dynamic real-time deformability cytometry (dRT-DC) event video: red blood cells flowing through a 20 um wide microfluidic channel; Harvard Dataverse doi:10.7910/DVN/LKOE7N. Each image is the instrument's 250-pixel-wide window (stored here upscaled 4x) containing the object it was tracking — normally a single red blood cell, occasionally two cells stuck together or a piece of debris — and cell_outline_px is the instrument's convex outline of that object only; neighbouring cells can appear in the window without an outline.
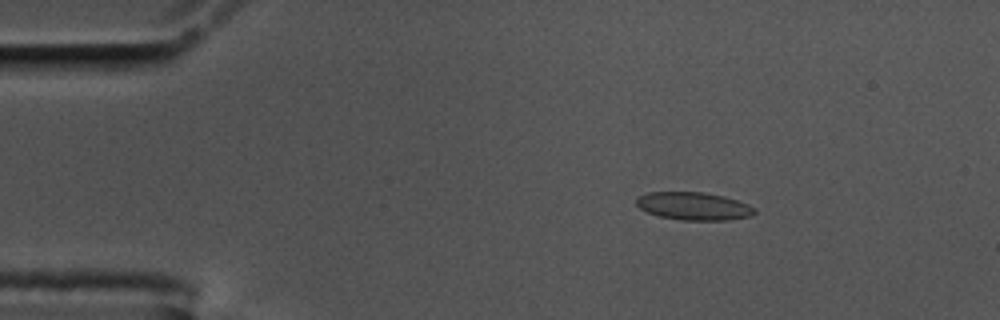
{"species": "common noctule bat (a hibernating species)", "species_latin": "Nyctalus noctula", "temperature_condition": "cold", "stored_images_in_passage": 57, "camera_frame_rate_fps": 3000, "um_per_image_px": 0.085, "animal": {"sex": "male", "body_mass_g": 17.5, "forearm_length_mm": 52.3}, "frame": {"image": 1, "passage_image": 9, "time_ms": 2.667, "image_size_px": [1000, 320], "cell_outline_px": [[756, 212], [752, 216], [728, 220], [680, 220], [660, 216], [648, 212], [640, 208], [636, 204], [636, 200], [640, 196], [648, 192], [704, 192], [724, 196], [748, 204], [756, 208]], "centroid_in_image_um": [59.0, 17.52], "position_along_channel_um": 26.0, "area_um2": 19.19}}
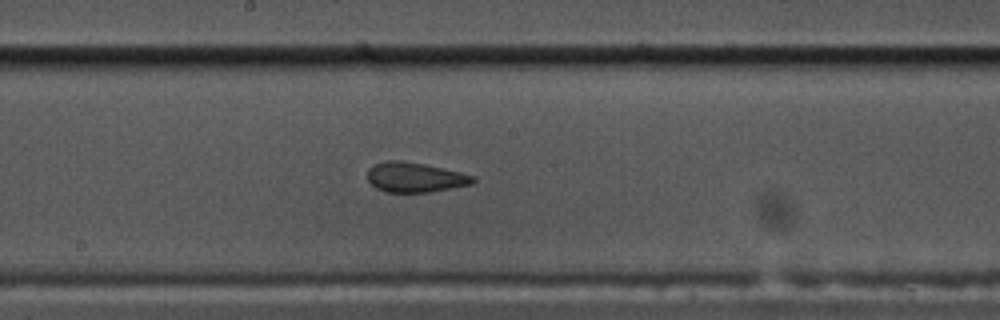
{"frame": {"image": 2, "passage_image": 30, "time_ms": 9.667, "image_size_px": [1000, 320], "cell_outline_px": [[476, 180], [472, 184], [428, 192], [384, 192], [376, 188], [368, 180], [368, 168], [372, 164], [384, 160], [400, 160], [424, 164], [460, 172], [476, 176]], "centroid_in_image_um": [35.25, 15.06], "position_along_channel_um": 213.0, "area_um2": 18.44}}
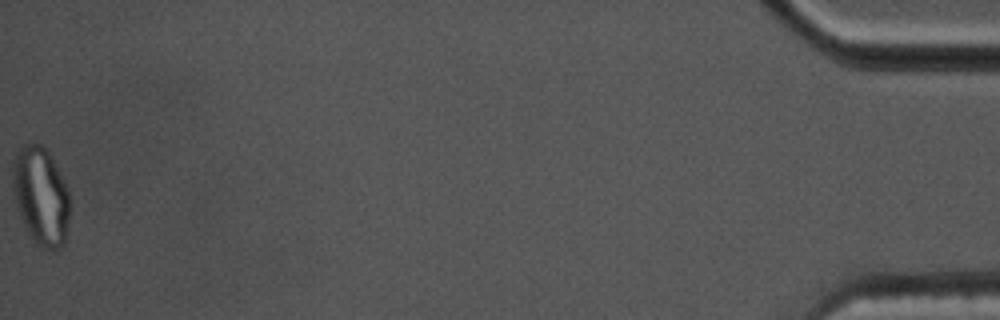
{"frame": {"image": 3, "passage_image": 57, "time_ms": 18.667, "image_size_px": [1000, 320], "cell_outline_px": [[68, 220], [64, 244], [60, 248], [44, 248], [28, 232], [24, 224], [16, 200], [12, 184], [12, 172], [16, 156], [20, 148], [24, 144], [44, 144], [64, 180], [68, 188]], "centroid_in_image_um": [3.49, 16.61], "position_along_channel_um": 431.7, "area_um2": 31.73}, "authors_computed_cell_mechanics": {"area_um2": 19.0162, "velocity_mm_per_s": 3.5413, "shape_relaxation_time_tau1_ms": null, "shape_relaxation_time_tau2_ms": 1.8151, "deformation_change_tau1": null, "deformation_change_tau2": 0.0803}}